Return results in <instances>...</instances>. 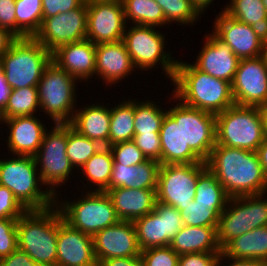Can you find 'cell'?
Segmentation results:
<instances>
[{
  "label": "cell",
  "mask_w": 267,
  "mask_h": 266,
  "mask_svg": "<svg viewBox=\"0 0 267 266\" xmlns=\"http://www.w3.org/2000/svg\"><path fill=\"white\" fill-rule=\"evenodd\" d=\"M18 249L32 260L46 266H56L58 207L45 210H28L18 220Z\"/></svg>",
  "instance_id": "obj_3"
},
{
  "label": "cell",
  "mask_w": 267,
  "mask_h": 266,
  "mask_svg": "<svg viewBox=\"0 0 267 266\" xmlns=\"http://www.w3.org/2000/svg\"><path fill=\"white\" fill-rule=\"evenodd\" d=\"M76 81L53 61L44 69L37 84L40 111L43 109L54 123L71 122L76 111Z\"/></svg>",
  "instance_id": "obj_9"
},
{
  "label": "cell",
  "mask_w": 267,
  "mask_h": 266,
  "mask_svg": "<svg viewBox=\"0 0 267 266\" xmlns=\"http://www.w3.org/2000/svg\"><path fill=\"white\" fill-rule=\"evenodd\" d=\"M206 164L230 198L267 192L257 152L215 144Z\"/></svg>",
  "instance_id": "obj_1"
},
{
  "label": "cell",
  "mask_w": 267,
  "mask_h": 266,
  "mask_svg": "<svg viewBox=\"0 0 267 266\" xmlns=\"http://www.w3.org/2000/svg\"><path fill=\"white\" fill-rule=\"evenodd\" d=\"M229 198L215 175L206 168L197 179L194 201L203 205L226 206Z\"/></svg>",
  "instance_id": "obj_39"
},
{
  "label": "cell",
  "mask_w": 267,
  "mask_h": 266,
  "mask_svg": "<svg viewBox=\"0 0 267 266\" xmlns=\"http://www.w3.org/2000/svg\"><path fill=\"white\" fill-rule=\"evenodd\" d=\"M15 39L16 37L6 28L0 27V58L9 49V46Z\"/></svg>",
  "instance_id": "obj_53"
},
{
  "label": "cell",
  "mask_w": 267,
  "mask_h": 266,
  "mask_svg": "<svg viewBox=\"0 0 267 266\" xmlns=\"http://www.w3.org/2000/svg\"><path fill=\"white\" fill-rule=\"evenodd\" d=\"M256 152L263 167L264 173L267 177V139L263 141V143L258 147Z\"/></svg>",
  "instance_id": "obj_55"
},
{
  "label": "cell",
  "mask_w": 267,
  "mask_h": 266,
  "mask_svg": "<svg viewBox=\"0 0 267 266\" xmlns=\"http://www.w3.org/2000/svg\"><path fill=\"white\" fill-rule=\"evenodd\" d=\"M155 208L164 217L166 246H170V243L173 240L174 236L180 231V229L184 225L181 218V213L173 206L165 205L157 201L155 204Z\"/></svg>",
  "instance_id": "obj_44"
},
{
  "label": "cell",
  "mask_w": 267,
  "mask_h": 266,
  "mask_svg": "<svg viewBox=\"0 0 267 266\" xmlns=\"http://www.w3.org/2000/svg\"><path fill=\"white\" fill-rule=\"evenodd\" d=\"M53 127L51 132L45 131L42 144L34 158L36 164L40 165L37 169L42 184L48 185L46 190L49 189L57 196L55 187H60L61 183L65 184L66 180L70 179L74 167L66 153L68 123H55Z\"/></svg>",
  "instance_id": "obj_10"
},
{
  "label": "cell",
  "mask_w": 267,
  "mask_h": 266,
  "mask_svg": "<svg viewBox=\"0 0 267 266\" xmlns=\"http://www.w3.org/2000/svg\"><path fill=\"white\" fill-rule=\"evenodd\" d=\"M261 109H262V115L264 119L265 136L267 139V106L261 107Z\"/></svg>",
  "instance_id": "obj_58"
},
{
  "label": "cell",
  "mask_w": 267,
  "mask_h": 266,
  "mask_svg": "<svg viewBox=\"0 0 267 266\" xmlns=\"http://www.w3.org/2000/svg\"><path fill=\"white\" fill-rule=\"evenodd\" d=\"M182 141L204 162L216 144V115L181 103Z\"/></svg>",
  "instance_id": "obj_16"
},
{
  "label": "cell",
  "mask_w": 267,
  "mask_h": 266,
  "mask_svg": "<svg viewBox=\"0 0 267 266\" xmlns=\"http://www.w3.org/2000/svg\"><path fill=\"white\" fill-rule=\"evenodd\" d=\"M87 3H98V2H122V0H86Z\"/></svg>",
  "instance_id": "obj_59"
},
{
  "label": "cell",
  "mask_w": 267,
  "mask_h": 266,
  "mask_svg": "<svg viewBox=\"0 0 267 266\" xmlns=\"http://www.w3.org/2000/svg\"><path fill=\"white\" fill-rule=\"evenodd\" d=\"M125 28L122 41L131 56L135 68L147 70L160 64L162 70L173 80L177 60L171 59L170 53L164 51L165 34L155 30L156 27L133 25ZM164 51V52H163ZM158 63V64H157Z\"/></svg>",
  "instance_id": "obj_11"
},
{
  "label": "cell",
  "mask_w": 267,
  "mask_h": 266,
  "mask_svg": "<svg viewBox=\"0 0 267 266\" xmlns=\"http://www.w3.org/2000/svg\"><path fill=\"white\" fill-rule=\"evenodd\" d=\"M0 81H6L1 58H0Z\"/></svg>",
  "instance_id": "obj_61"
},
{
  "label": "cell",
  "mask_w": 267,
  "mask_h": 266,
  "mask_svg": "<svg viewBox=\"0 0 267 266\" xmlns=\"http://www.w3.org/2000/svg\"><path fill=\"white\" fill-rule=\"evenodd\" d=\"M225 208L226 206L203 205L193 200L183 206L180 213L185 226H217L219 216Z\"/></svg>",
  "instance_id": "obj_40"
},
{
  "label": "cell",
  "mask_w": 267,
  "mask_h": 266,
  "mask_svg": "<svg viewBox=\"0 0 267 266\" xmlns=\"http://www.w3.org/2000/svg\"><path fill=\"white\" fill-rule=\"evenodd\" d=\"M265 194L229 198L225 210L219 216L216 228L217 241L221 249L239 235L267 226Z\"/></svg>",
  "instance_id": "obj_8"
},
{
  "label": "cell",
  "mask_w": 267,
  "mask_h": 266,
  "mask_svg": "<svg viewBox=\"0 0 267 266\" xmlns=\"http://www.w3.org/2000/svg\"><path fill=\"white\" fill-rule=\"evenodd\" d=\"M206 162L161 165L158 174L156 201L179 211L194 200L199 175Z\"/></svg>",
  "instance_id": "obj_12"
},
{
  "label": "cell",
  "mask_w": 267,
  "mask_h": 266,
  "mask_svg": "<svg viewBox=\"0 0 267 266\" xmlns=\"http://www.w3.org/2000/svg\"><path fill=\"white\" fill-rule=\"evenodd\" d=\"M94 254L97 263L116 257L140 256L137 235L133 222L119 221L93 236Z\"/></svg>",
  "instance_id": "obj_19"
},
{
  "label": "cell",
  "mask_w": 267,
  "mask_h": 266,
  "mask_svg": "<svg viewBox=\"0 0 267 266\" xmlns=\"http://www.w3.org/2000/svg\"><path fill=\"white\" fill-rule=\"evenodd\" d=\"M113 155L109 147H103L94 154L81 168L87 182L93 183L95 191H105L110 185L113 170Z\"/></svg>",
  "instance_id": "obj_35"
},
{
  "label": "cell",
  "mask_w": 267,
  "mask_h": 266,
  "mask_svg": "<svg viewBox=\"0 0 267 266\" xmlns=\"http://www.w3.org/2000/svg\"><path fill=\"white\" fill-rule=\"evenodd\" d=\"M113 155V164H122L124 166L138 165L147 160L142 151L133 141L121 142L109 146Z\"/></svg>",
  "instance_id": "obj_42"
},
{
  "label": "cell",
  "mask_w": 267,
  "mask_h": 266,
  "mask_svg": "<svg viewBox=\"0 0 267 266\" xmlns=\"http://www.w3.org/2000/svg\"><path fill=\"white\" fill-rule=\"evenodd\" d=\"M125 22L134 25L160 27L166 20L162 8L154 0H122ZM165 24V25H164Z\"/></svg>",
  "instance_id": "obj_33"
},
{
  "label": "cell",
  "mask_w": 267,
  "mask_h": 266,
  "mask_svg": "<svg viewBox=\"0 0 267 266\" xmlns=\"http://www.w3.org/2000/svg\"><path fill=\"white\" fill-rule=\"evenodd\" d=\"M52 61L78 81H86L95 74L96 44L84 39L61 45L52 52Z\"/></svg>",
  "instance_id": "obj_22"
},
{
  "label": "cell",
  "mask_w": 267,
  "mask_h": 266,
  "mask_svg": "<svg viewBox=\"0 0 267 266\" xmlns=\"http://www.w3.org/2000/svg\"><path fill=\"white\" fill-rule=\"evenodd\" d=\"M86 39L94 44L119 42L127 23L122 2L87 3Z\"/></svg>",
  "instance_id": "obj_17"
},
{
  "label": "cell",
  "mask_w": 267,
  "mask_h": 266,
  "mask_svg": "<svg viewBox=\"0 0 267 266\" xmlns=\"http://www.w3.org/2000/svg\"><path fill=\"white\" fill-rule=\"evenodd\" d=\"M135 70L124 42L96 44L95 74L114 85Z\"/></svg>",
  "instance_id": "obj_24"
},
{
  "label": "cell",
  "mask_w": 267,
  "mask_h": 266,
  "mask_svg": "<svg viewBox=\"0 0 267 266\" xmlns=\"http://www.w3.org/2000/svg\"><path fill=\"white\" fill-rule=\"evenodd\" d=\"M16 38L34 37L43 21L42 0H16Z\"/></svg>",
  "instance_id": "obj_34"
},
{
  "label": "cell",
  "mask_w": 267,
  "mask_h": 266,
  "mask_svg": "<svg viewBox=\"0 0 267 266\" xmlns=\"http://www.w3.org/2000/svg\"><path fill=\"white\" fill-rule=\"evenodd\" d=\"M144 266H178L179 255L170 247H152L141 251Z\"/></svg>",
  "instance_id": "obj_43"
},
{
  "label": "cell",
  "mask_w": 267,
  "mask_h": 266,
  "mask_svg": "<svg viewBox=\"0 0 267 266\" xmlns=\"http://www.w3.org/2000/svg\"><path fill=\"white\" fill-rule=\"evenodd\" d=\"M161 165L187 164L203 162L182 141L181 135V102L167 109L160 129Z\"/></svg>",
  "instance_id": "obj_20"
},
{
  "label": "cell",
  "mask_w": 267,
  "mask_h": 266,
  "mask_svg": "<svg viewBox=\"0 0 267 266\" xmlns=\"http://www.w3.org/2000/svg\"><path fill=\"white\" fill-rule=\"evenodd\" d=\"M17 219L0 218V259L18 248Z\"/></svg>",
  "instance_id": "obj_45"
},
{
  "label": "cell",
  "mask_w": 267,
  "mask_h": 266,
  "mask_svg": "<svg viewBox=\"0 0 267 266\" xmlns=\"http://www.w3.org/2000/svg\"><path fill=\"white\" fill-rule=\"evenodd\" d=\"M87 2L66 13L43 18L34 38L51 53L59 46L86 39Z\"/></svg>",
  "instance_id": "obj_13"
},
{
  "label": "cell",
  "mask_w": 267,
  "mask_h": 266,
  "mask_svg": "<svg viewBox=\"0 0 267 266\" xmlns=\"http://www.w3.org/2000/svg\"><path fill=\"white\" fill-rule=\"evenodd\" d=\"M11 87L6 81H0V110H4L9 99Z\"/></svg>",
  "instance_id": "obj_54"
},
{
  "label": "cell",
  "mask_w": 267,
  "mask_h": 266,
  "mask_svg": "<svg viewBox=\"0 0 267 266\" xmlns=\"http://www.w3.org/2000/svg\"><path fill=\"white\" fill-rule=\"evenodd\" d=\"M232 260L227 266H267V263L257 261V260H234L229 259V261Z\"/></svg>",
  "instance_id": "obj_56"
},
{
  "label": "cell",
  "mask_w": 267,
  "mask_h": 266,
  "mask_svg": "<svg viewBox=\"0 0 267 266\" xmlns=\"http://www.w3.org/2000/svg\"><path fill=\"white\" fill-rule=\"evenodd\" d=\"M213 35L226 44L241 59H252L263 55L265 35L223 10L214 21Z\"/></svg>",
  "instance_id": "obj_15"
},
{
  "label": "cell",
  "mask_w": 267,
  "mask_h": 266,
  "mask_svg": "<svg viewBox=\"0 0 267 266\" xmlns=\"http://www.w3.org/2000/svg\"><path fill=\"white\" fill-rule=\"evenodd\" d=\"M16 0H0V27L16 37Z\"/></svg>",
  "instance_id": "obj_50"
},
{
  "label": "cell",
  "mask_w": 267,
  "mask_h": 266,
  "mask_svg": "<svg viewBox=\"0 0 267 266\" xmlns=\"http://www.w3.org/2000/svg\"><path fill=\"white\" fill-rule=\"evenodd\" d=\"M0 266H46L38 264L25 252L16 249L8 256L0 259Z\"/></svg>",
  "instance_id": "obj_51"
},
{
  "label": "cell",
  "mask_w": 267,
  "mask_h": 266,
  "mask_svg": "<svg viewBox=\"0 0 267 266\" xmlns=\"http://www.w3.org/2000/svg\"><path fill=\"white\" fill-rule=\"evenodd\" d=\"M9 128L7 139L9 152L21 156L34 157L42 144L45 124L34 115L4 119Z\"/></svg>",
  "instance_id": "obj_23"
},
{
  "label": "cell",
  "mask_w": 267,
  "mask_h": 266,
  "mask_svg": "<svg viewBox=\"0 0 267 266\" xmlns=\"http://www.w3.org/2000/svg\"><path fill=\"white\" fill-rule=\"evenodd\" d=\"M231 89L237 105L267 106V64L264 57L241 59Z\"/></svg>",
  "instance_id": "obj_14"
},
{
  "label": "cell",
  "mask_w": 267,
  "mask_h": 266,
  "mask_svg": "<svg viewBox=\"0 0 267 266\" xmlns=\"http://www.w3.org/2000/svg\"><path fill=\"white\" fill-rule=\"evenodd\" d=\"M262 3H263L264 7H265L266 10H267V0H262Z\"/></svg>",
  "instance_id": "obj_63"
},
{
  "label": "cell",
  "mask_w": 267,
  "mask_h": 266,
  "mask_svg": "<svg viewBox=\"0 0 267 266\" xmlns=\"http://www.w3.org/2000/svg\"><path fill=\"white\" fill-rule=\"evenodd\" d=\"M163 11L166 23L193 24L201 14L191 0H154Z\"/></svg>",
  "instance_id": "obj_41"
},
{
  "label": "cell",
  "mask_w": 267,
  "mask_h": 266,
  "mask_svg": "<svg viewBox=\"0 0 267 266\" xmlns=\"http://www.w3.org/2000/svg\"><path fill=\"white\" fill-rule=\"evenodd\" d=\"M40 108L37 87L11 89L8 103L2 111L4 119L34 115Z\"/></svg>",
  "instance_id": "obj_36"
},
{
  "label": "cell",
  "mask_w": 267,
  "mask_h": 266,
  "mask_svg": "<svg viewBox=\"0 0 267 266\" xmlns=\"http://www.w3.org/2000/svg\"><path fill=\"white\" fill-rule=\"evenodd\" d=\"M161 163L147 159L132 166L113 164L110 185L107 189L117 187L156 190Z\"/></svg>",
  "instance_id": "obj_27"
},
{
  "label": "cell",
  "mask_w": 267,
  "mask_h": 266,
  "mask_svg": "<svg viewBox=\"0 0 267 266\" xmlns=\"http://www.w3.org/2000/svg\"><path fill=\"white\" fill-rule=\"evenodd\" d=\"M174 100L186 106L218 114L234 105L231 83L215 78L193 64L177 61L173 77Z\"/></svg>",
  "instance_id": "obj_2"
},
{
  "label": "cell",
  "mask_w": 267,
  "mask_h": 266,
  "mask_svg": "<svg viewBox=\"0 0 267 266\" xmlns=\"http://www.w3.org/2000/svg\"><path fill=\"white\" fill-rule=\"evenodd\" d=\"M205 39V45L193 65L215 78L232 83L240 59L212 33L206 35Z\"/></svg>",
  "instance_id": "obj_21"
},
{
  "label": "cell",
  "mask_w": 267,
  "mask_h": 266,
  "mask_svg": "<svg viewBox=\"0 0 267 266\" xmlns=\"http://www.w3.org/2000/svg\"><path fill=\"white\" fill-rule=\"evenodd\" d=\"M214 0H191L193 5L202 14Z\"/></svg>",
  "instance_id": "obj_57"
},
{
  "label": "cell",
  "mask_w": 267,
  "mask_h": 266,
  "mask_svg": "<svg viewBox=\"0 0 267 266\" xmlns=\"http://www.w3.org/2000/svg\"><path fill=\"white\" fill-rule=\"evenodd\" d=\"M223 11L267 36V10L262 0H230Z\"/></svg>",
  "instance_id": "obj_31"
},
{
  "label": "cell",
  "mask_w": 267,
  "mask_h": 266,
  "mask_svg": "<svg viewBox=\"0 0 267 266\" xmlns=\"http://www.w3.org/2000/svg\"><path fill=\"white\" fill-rule=\"evenodd\" d=\"M87 106L74 112L70 122L72 128L79 134L108 147L111 108L103 104Z\"/></svg>",
  "instance_id": "obj_28"
},
{
  "label": "cell",
  "mask_w": 267,
  "mask_h": 266,
  "mask_svg": "<svg viewBox=\"0 0 267 266\" xmlns=\"http://www.w3.org/2000/svg\"><path fill=\"white\" fill-rule=\"evenodd\" d=\"M120 221H131L152 212L156 204V190L117 187L106 189Z\"/></svg>",
  "instance_id": "obj_25"
},
{
  "label": "cell",
  "mask_w": 267,
  "mask_h": 266,
  "mask_svg": "<svg viewBox=\"0 0 267 266\" xmlns=\"http://www.w3.org/2000/svg\"><path fill=\"white\" fill-rule=\"evenodd\" d=\"M5 79L11 89L37 87L52 53L34 37L16 38L1 57Z\"/></svg>",
  "instance_id": "obj_6"
},
{
  "label": "cell",
  "mask_w": 267,
  "mask_h": 266,
  "mask_svg": "<svg viewBox=\"0 0 267 266\" xmlns=\"http://www.w3.org/2000/svg\"><path fill=\"white\" fill-rule=\"evenodd\" d=\"M102 146L98 141L92 140L79 134L74 130L70 123H68V137L66 153L72 164L74 170L83 167V165L98 151ZM77 166V167H76Z\"/></svg>",
  "instance_id": "obj_37"
},
{
  "label": "cell",
  "mask_w": 267,
  "mask_h": 266,
  "mask_svg": "<svg viewBox=\"0 0 267 266\" xmlns=\"http://www.w3.org/2000/svg\"><path fill=\"white\" fill-rule=\"evenodd\" d=\"M132 141L147 159L161 163L160 133L134 134Z\"/></svg>",
  "instance_id": "obj_46"
},
{
  "label": "cell",
  "mask_w": 267,
  "mask_h": 266,
  "mask_svg": "<svg viewBox=\"0 0 267 266\" xmlns=\"http://www.w3.org/2000/svg\"><path fill=\"white\" fill-rule=\"evenodd\" d=\"M266 61L267 64V36L265 37L264 41V48H263V55H262Z\"/></svg>",
  "instance_id": "obj_60"
},
{
  "label": "cell",
  "mask_w": 267,
  "mask_h": 266,
  "mask_svg": "<svg viewBox=\"0 0 267 266\" xmlns=\"http://www.w3.org/2000/svg\"><path fill=\"white\" fill-rule=\"evenodd\" d=\"M217 226H185L174 236L170 247L178 254L221 252Z\"/></svg>",
  "instance_id": "obj_29"
},
{
  "label": "cell",
  "mask_w": 267,
  "mask_h": 266,
  "mask_svg": "<svg viewBox=\"0 0 267 266\" xmlns=\"http://www.w3.org/2000/svg\"><path fill=\"white\" fill-rule=\"evenodd\" d=\"M166 113L152 100L134 101V134L160 133Z\"/></svg>",
  "instance_id": "obj_38"
},
{
  "label": "cell",
  "mask_w": 267,
  "mask_h": 266,
  "mask_svg": "<svg viewBox=\"0 0 267 266\" xmlns=\"http://www.w3.org/2000/svg\"><path fill=\"white\" fill-rule=\"evenodd\" d=\"M98 266H144L140 256L116 257L102 260Z\"/></svg>",
  "instance_id": "obj_52"
},
{
  "label": "cell",
  "mask_w": 267,
  "mask_h": 266,
  "mask_svg": "<svg viewBox=\"0 0 267 266\" xmlns=\"http://www.w3.org/2000/svg\"><path fill=\"white\" fill-rule=\"evenodd\" d=\"M56 266H98L93 237L66 223L59 208Z\"/></svg>",
  "instance_id": "obj_18"
},
{
  "label": "cell",
  "mask_w": 267,
  "mask_h": 266,
  "mask_svg": "<svg viewBox=\"0 0 267 266\" xmlns=\"http://www.w3.org/2000/svg\"><path fill=\"white\" fill-rule=\"evenodd\" d=\"M221 252L187 253L179 255L178 266H217Z\"/></svg>",
  "instance_id": "obj_48"
},
{
  "label": "cell",
  "mask_w": 267,
  "mask_h": 266,
  "mask_svg": "<svg viewBox=\"0 0 267 266\" xmlns=\"http://www.w3.org/2000/svg\"><path fill=\"white\" fill-rule=\"evenodd\" d=\"M140 250L165 247L166 234L163 215L156 209L133 221Z\"/></svg>",
  "instance_id": "obj_30"
},
{
  "label": "cell",
  "mask_w": 267,
  "mask_h": 266,
  "mask_svg": "<svg viewBox=\"0 0 267 266\" xmlns=\"http://www.w3.org/2000/svg\"><path fill=\"white\" fill-rule=\"evenodd\" d=\"M16 157L0 159V185L11 190L27 211L53 207L56 204V197L50 190L43 191L39 187L40 183V186L43 184L40 182L41 178L37 171L39 165L36 164L35 158L21 155Z\"/></svg>",
  "instance_id": "obj_4"
},
{
  "label": "cell",
  "mask_w": 267,
  "mask_h": 266,
  "mask_svg": "<svg viewBox=\"0 0 267 266\" xmlns=\"http://www.w3.org/2000/svg\"><path fill=\"white\" fill-rule=\"evenodd\" d=\"M257 260L267 263V226L249 230L230 240L222 249L217 266L223 259Z\"/></svg>",
  "instance_id": "obj_26"
},
{
  "label": "cell",
  "mask_w": 267,
  "mask_h": 266,
  "mask_svg": "<svg viewBox=\"0 0 267 266\" xmlns=\"http://www.w3.org/2000/svg\"><path fill=\"white\" fill-rule=\"evenodd\" d=\"M0 122L4 123V118H3V115H2V110H0Z\"/></svg>",
  "instance_id": "obj_62"
},
{
  "label": "cell",
  "mask_w": 267,
  "mask_h": 266,
  "mask_svg": "<svg viewBox=\"0 0 267 266\" xmlns=\"http://www.w3.org/2000/svg\"><path fill=\"white\" fill-rule=\"evenodd\" d=\"M85 1L86 0H42L43 18L74 10Z\"/></svg>",
  "instance_id": "obj_49"
},
{
  "label": "cell",
  "mask_w": 267,
  "mask_h": 266,
  "mask_svg": "<svg viewBox=\"0 0 267 266\" xmlns=\"http://www.w3.org/2000/svg\"><path fill=\"white\" fill-rule=\"evenodd\" d=\"M86 192L84 197L75 202L57 200L56 206L66 223L72 228L94 236L106 227L117 224L120 220L116 215L110 197L105 191ZM59 204V205H58Z\"/></svg>",
  "instance_id": "obj_7"
},
{
  "label": "cell",
  "mask_w": 267,
  "mask_h": 266,
  "mask_svg": "<svg viewBox=\"0 0 267 266\" xmlns=\"http://www.w3.org/2000/svg\"><path fill=\"white\" fill-rule=\"evenodd\" d=\"M26 211L13 192L0 185V218L18 220Z\"/></svg>",
  "instance_id": "obj_47"
},
{
  "label": "cell",
  "mask_w": 267,
  "mask_h": 266,
  "mask_svg": "<svg viewBox=\"0 0 267 266\" xmlns=\"http://www.w3.org/2000/svg\"><path fill=\"white\" fill-rule=\"evenodd\" d=\"M266 139L261 107L234 104L216 114V144L256 152Z\"/></svg>",
  "instance_id": "obj_5"
},
{
  "label": "cell",
  "mask_w": 267,
  "mask_h": 266,
  "mask_svg": "<svg viewBox=\"0 0 267 266\" xmlns=\"http://www.w3.org/2000/svg\"><path fill=\"white\" fill-rule=\"evenodd\" d=\"M111 107L108 147L132 141L134 137V100L121 102Z\"/></svg>",
  "instance_id": "obj_32"
}]
</instances>
